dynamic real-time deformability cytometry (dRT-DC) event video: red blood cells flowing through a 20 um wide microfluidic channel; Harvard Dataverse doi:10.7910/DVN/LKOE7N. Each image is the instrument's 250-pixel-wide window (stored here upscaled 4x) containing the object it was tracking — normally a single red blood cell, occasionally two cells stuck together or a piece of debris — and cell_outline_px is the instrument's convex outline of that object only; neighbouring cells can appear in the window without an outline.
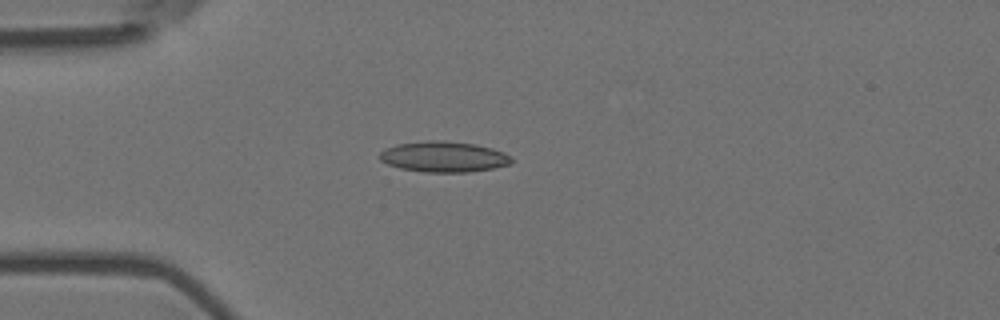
{"species": "Egyptian fruit bat (a non-hibernating species)", "species_latin": "Rousettus aegyptiacus", "temperature_condition": "room temperature", "stored_images_in_passage": 7, "camera_frame_rate_fps": 3000, "um_per_image_px": 0.085, "animal": {"sex": "female"}, "frame": {"image": 1, "passage_image": 4, "time_ms": 1.0, "image_size_px": [1000, 320], "cell_outline_px": [[512, 164], [492, 168], [468, 172], [424, 172], [400, 168], [388, 164], [380, 160], [380, 152], [396, 144], [428, 140], [444, 140], [476, 144], [492, 148], [504, 152], [512, 160]], "centroid_in_image_um": [37.72, 13.32], "position_along_channel_um": 47.3, "area_um2": 23.52}}
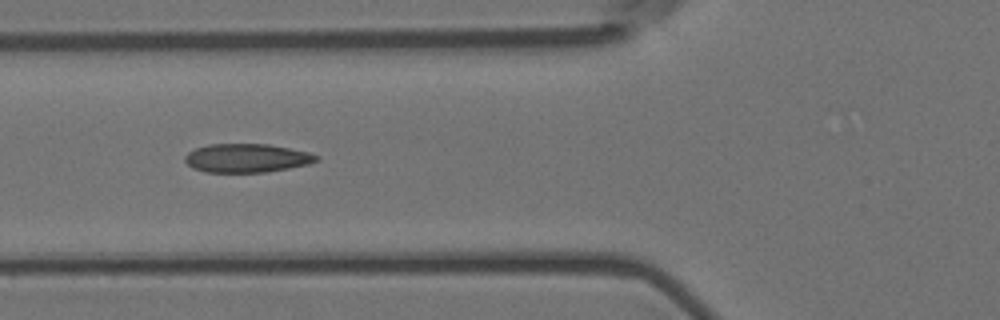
{"frame": {"image": 2, "passage_image": 6, "time_ms": 1.667, "image_size_px": [1000, 320], "cell_outline_px": [[320, 160], [308, 164], [288, 168], [264, 172], [204, 172], [192, 168], [184, 160], [184, 156], [188, 152], [196, 148], [208, 144], [268, 144], [308, 152], [320, 156]], "centroid_in_image_um": [20.96, 13.43], "position_along_channel_um": 104.8, "area_um2": 21.96}}
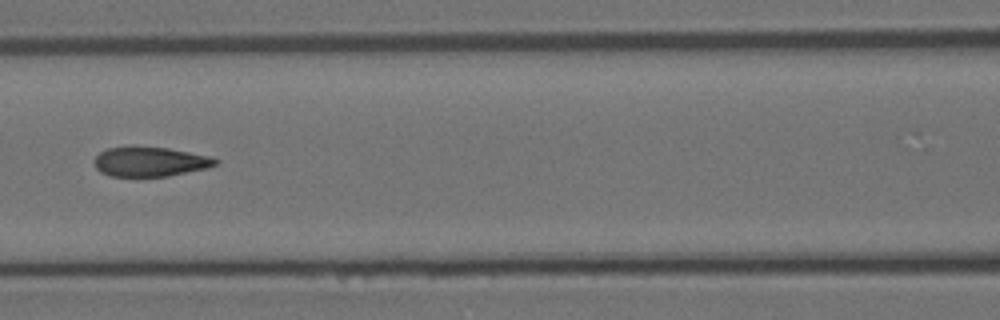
{"frame": {"image": 3, "passage_image": 7, "time_ms": 2.0, "image_size_px": [1000, 320], "cell_outline_px": [[220, 164], [208, 168], [168, 176], [112, 176], [100, 172], [96, 168], [92, 160], [100, 152], [108, 148], [168, 148], [212, 156], [220, 160]], "centroid_in_image_um": [12.82, 13.76], "position_along_channel_um": 153.8, "area_um2": 20.75}}